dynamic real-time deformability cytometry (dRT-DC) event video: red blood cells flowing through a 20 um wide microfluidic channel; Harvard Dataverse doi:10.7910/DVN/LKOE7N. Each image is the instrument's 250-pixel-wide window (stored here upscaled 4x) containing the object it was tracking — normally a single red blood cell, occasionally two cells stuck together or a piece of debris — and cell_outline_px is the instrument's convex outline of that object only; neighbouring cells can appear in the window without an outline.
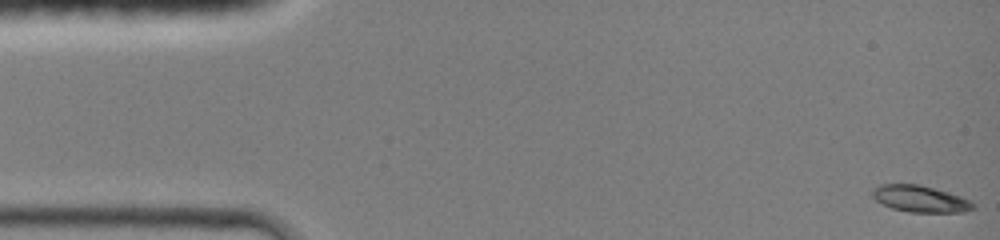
{"species": "common noctule bat (a hibernating species)", "species_latin": "Nyctalus noctula", "temperature_condition": "room temperature", "stored_images_in_passage": 44, "camera_frame_rate_fps": 3000, "um_per_image_px": 0.085, "animal": {"sex": "female", "body_mass_g": 19.0, "forearm_length_mm": 51.5}, "frame": {"image": 1, "passage_image": 1, "time_ms": 0.0, "image_size_px": [1000, 240], "cell_outline_px": [[976, 208], [964, 212], [908, 212], [892, 208], [876, 200], [872, 196], [872, 188], [880, 184], [920, 184], [948, 192], [960, 196], [976, 204]], "centroid_in_image_um": [78.22, 16.9], "position_along_channel_um": 6.8, "area_um2": 15.66}}
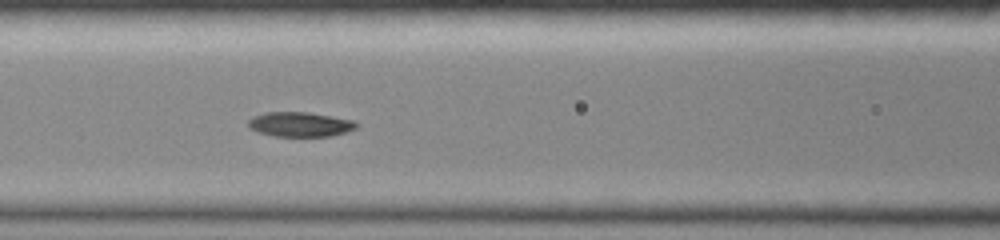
{"frame": {"image": 2, "passage_image": 19, "time_ms": 6.0, "image_size_px": [1000, 240], "cell_outline_px": [[356, 128], [332, 136], [276, 136], [256, 132], [248, 128], [248, 120], [264, 112], [308, 112], [356, 120]], "centroid_in_image_um": [25.49, 10.57], "position_along_channel_um": 141.1, "area_um2": 15.55}}
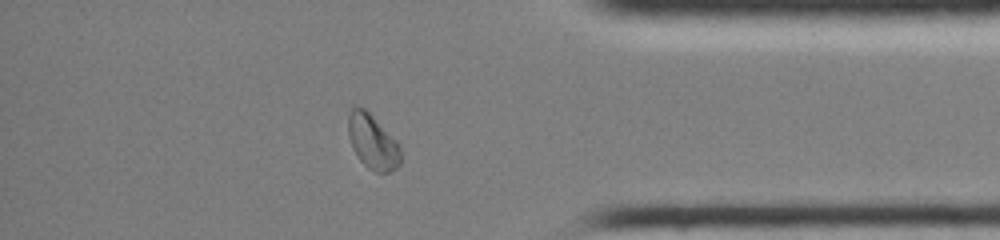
{"frame": {"image": 3, "passage_image": 38, "time_ms": 12.333, "image_size_px": [1000, 240], "cell_outline_px": [[400, 164], [396, 168], [388, 172], [376, 172], [368, 168], [356, 156], [352, 148], [348, 136], [348, 116], [352, 108], [356, 104], [364, 108], [400, 144]], "centroid_in_image_um": [31.65, 12.05], "position_along_channel_um": 403.6, "area_um2": 16.7}, "authors_computed_cell_mechanics": {"area_um2": 15.895, "velocity_mm_per_s": 4.3196, "shape_relaxation_time_tau1_ms": 6.3023, "shape_relaxation_time_tau2_ms": 7.5913, "deformation_change_tau1": 0.1903, "deformation_change_tau2": 0.0835}}